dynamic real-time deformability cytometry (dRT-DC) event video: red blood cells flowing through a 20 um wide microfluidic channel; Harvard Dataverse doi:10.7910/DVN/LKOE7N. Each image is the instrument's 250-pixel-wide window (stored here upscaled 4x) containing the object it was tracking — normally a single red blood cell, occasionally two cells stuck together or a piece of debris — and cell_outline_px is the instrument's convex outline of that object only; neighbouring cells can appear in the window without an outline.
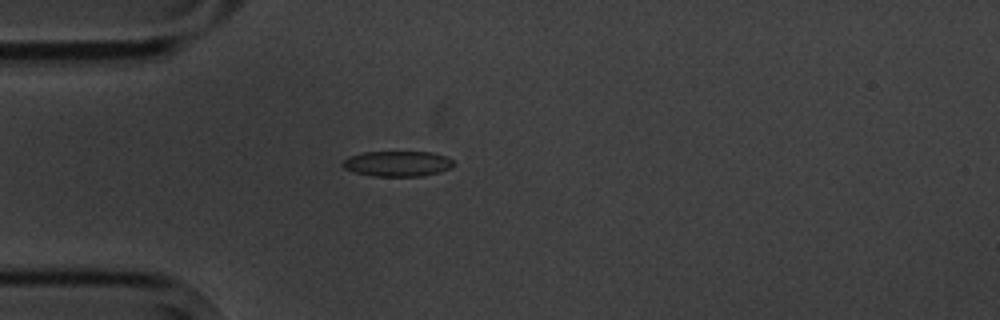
{"species": "common noctule bat (a hibernating species)", "species_latin": "Nyctalus noctula", "temperature_condition": "cold", "stored_images_in_passage": 4, "camera_frame_rate_fps": 3000, "um_per_image_px": 0.085, "animal": {"sex": "male", "body_mass_g": 20.1, "forearm_length_mm": 53.5}, "frame": {"image": 1, "passage_image": 3, "time_ms": 2.333, "image_size_px": [1000, 320], "cell_outline_px": [[456, 164], [440, 172], [420, 176], [372, 176], [352, 172], [344, 168], [340, 164], [348, 156], [364, 152], [432, 152], [444, 156], [452, 160]], "centroid_in_image_um": [33.74, 13.91], "position_along_channel_um": 51.3, "area_um2": 16.47}}